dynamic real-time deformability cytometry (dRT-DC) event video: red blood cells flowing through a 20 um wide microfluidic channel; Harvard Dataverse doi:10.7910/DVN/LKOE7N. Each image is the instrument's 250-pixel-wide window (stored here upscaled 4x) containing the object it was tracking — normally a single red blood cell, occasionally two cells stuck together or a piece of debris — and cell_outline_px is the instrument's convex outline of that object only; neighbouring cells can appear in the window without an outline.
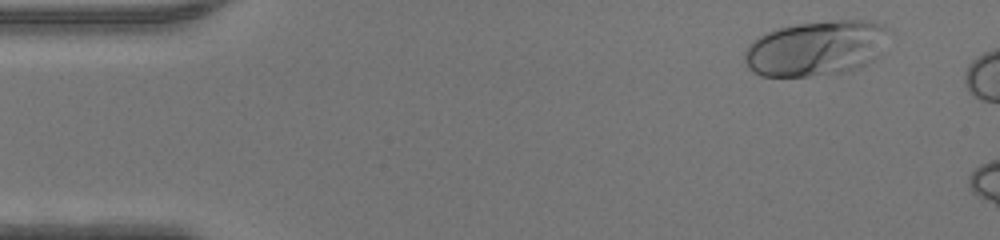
{"species": "human", "species_latin": "Homo sapiens", "temperature_condition": "warm", "stored_images_in_passage": 8, "camera_frame_rate_fps": 3000, "um_per_image_px": 0.085, "donor": {"sex": "male"}, "frame": {"image": 1, "passage_image": 3, "time_ms": 0.667, "image_size_px": [1000, 240], "cell_outline_px": [[888, 28], [884, 52], [880, 56], [860, 68], [848, 72], [808, 76], [760, 76], [752, 72], [748, 68], [744, 60], [744, 52], [748, 44], [760, 36], [776, 28], [796, 24], [836, 20], [872, 20], [884, 24]], "centroid_in_image_um": [69.41, 4.1], "position_along_channel_um": 15.6, "area_um2": 47.11}}